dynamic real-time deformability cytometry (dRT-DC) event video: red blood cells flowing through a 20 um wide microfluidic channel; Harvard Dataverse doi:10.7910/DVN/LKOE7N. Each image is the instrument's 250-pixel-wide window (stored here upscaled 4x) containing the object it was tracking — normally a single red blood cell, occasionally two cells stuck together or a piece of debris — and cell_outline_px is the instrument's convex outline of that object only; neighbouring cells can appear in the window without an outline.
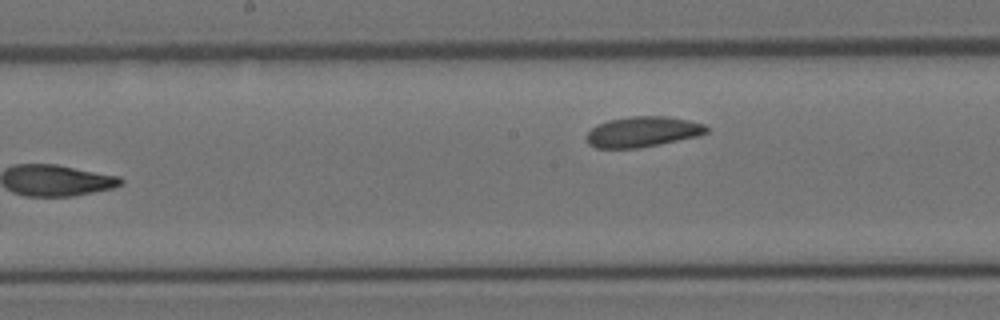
{"species": "Egyptian fruit bat (a non-hibernating species)", "species_latin": "Rousettus aegyptiacus", "temperature_condition": "room temperature", "stored_images_in_passage": 16, "camera_frame_rate_fps": 3000, "um_per_image_px": 0.085, "animal": {"sex": "female"}, "frame": {"image": 1, "passage_image": 16, "time_ms": 5.0, "image_size_px": [1000, 320], "cell_outline_px": [[708, 132], [696, 136], [660, 144], [640, 148], [596, 148], [588, 144], [584, 136], [596, 124], [608, 120], [628, 116], [664, 116], [688, 120], [704, 124], [708, 128]], "centroid_in_image_um": [54.57, 11.2], "position_along_channel_um": 193.6, "area_um2": 21.39}}